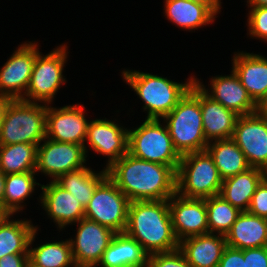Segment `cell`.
<instances>
[{
    "label": "cell",
    "instance_id": "6da1fadb",
    "mask_svg": "<svg viewBox=\"0 0 267 267\" xmlns=\"http://www.w3.org/2000/svg\"><path fill=\"white\" fill-rule=\"evenodd\" d=\"M108 177L130 201L169 200L176 193V171L127 153L107 169Z\"/></svg>",
    "mask_w": 267,
    "mask_h": 267
},
{
    "label": "cell",
    "instance_id": "7a4b0ae2",
    "mask_svg": "<svg viewBox=\"0 0 267 267\" xmlns=\"http://www.w3.org/2000/svg\"><path fill=\"white\" fill-rule=\"evenodd\" d=\"M148 254L179 248L169 209V200L131 201L124 231Z\"/></svg>",
    "mask_w": 267,
    "mask_h": 267
},
{
    "label": "cell",
    "instance_id": "3957f363",
    "mask_svg": "<svg viewBox=\"0 0 267 267\" xmlns=\"http://www.w3.org/2000/svg\"><path fill=\"white\" fill-rule=\"evenodd\" d=\"M162 119L180 156L206 150L209 142L203 130L200 86L195 81L177 106Z\"/></svg>",
    "mask_w": 267,
    "mask_h": 267
},
{
    "label": "cell",
    "instance_id": "277c9868",
    "mask_svg": "<svg viewBox=\"0 0 267 267\" xmlns=\"http://www.w3.org/2000/svg\"><path fill=\"white\" fill-rule=\"evenodd\" d=\"M122 77L145 104L146 119H160L169 114L195 81L190 76L178 83L159 75L133 70H123Z\"/></svg>",
    "mask_w": 267,
    "mask_h": 267
},
{
    "label": "cell",
    "instance_id": "5b68a950",
    "mask_svg": "<svg viewBox=\"0 0 267 267\" xmlns=\"http://www.w3.org/2000/svg\"><path fill=\"white\" fill-rule=\"evenodd\" d=\"M47 104L13 100L0 127V146L30 143L39 145L46 138Z\"/></svg>",
    "mask_w": 267,
    "mask_h": 267
},
{
    "label": "cell",
    "instance_id": "8992f818",
    "mask_svg": "<svg viewBox=\"0 0 267 267\" xmlns=\"http://www.w3.org/2000/svg\"><path fill=\"white\" fill-rule=\"evenodd\" d=\"M223 179L207 150L181 156L176 172V192L185 198L205 199L218 195Z\"/></svg>",
    "mask_w": 267,
    "mask_h": 267
},
{
    "label": "cell",
    "instance_id": "52a82bcc",
    "mask_svg": "<svg viewBox=\"0 0 267 267\" xmlns=\"http://www.w3.org/2000/svg\"><path fill=\"white\" fill-rule=\"evenodd\" d=\"M161 119H146L128 130V153L136 158L171 166L176 172L181 156L175 150L166 125Z\"/></svg>",
    "mask_w": 267,
    "mask_h": 267
},
{
    "label": "cell",
    "instance_id": "ba28073f",
    "mask_svg": "<svg viewBox=\"0 0 267 267\" xmlns=\"http://www.w3.org/2000/svg\"><path fill=\"white\" fill-rule=\"evenodd\" d=\"M67 49L68 47L62 44L46 55L41 52L37 55L28 89L21 100L47 105L53 102L58 89L66 82L63 67L69 53Z\"/></svg>",
    "mask_w": 267,
    "mask_h": 267
},
{
    "label": "cell",
    "instance_id": "9c48e42d",
    "mask_svg": "<svg viewBox=\"0 0 267 267\" xmlns=\"http://www.w3.org/2000/svg\"><path fill=\"white\" fill-rule=\"evenodd\" d=\"M130 200L107 176L95 189L85 207L84 218L95 221L116 233L127 226Z\"/></svg>",
    "mask_w": 267,
    "mask_h": 267
},
{
    "label": "cell",
    "instance_id": "30bf717a",
    "mask_svg": "<svg viewBox=\"0 0 267 267\" xmlns=\"http://www.w3.org/2000/svg\"><path fill=\"white\" fill-rule=\"evenodd\" d=\"M37 148L35 172H41L56 181L61 175L85 167L86 153L83 145L57 142L48 138Z\"/></svg>",
    "mask_w": 267,
    "mask_h": 267
},
{
    "label": "cell",
    "instance_id": "8fae6325",
    "mask_svg": "<svg viewBox=\"0 0 267 267\" xmlns=\"http://www.w3.org/2000/svg\"><path fill=\"white\" fill-rule=\"evenodd\" d=\"M84 106L80 104L66 105L55 108L47 105L46 111V138L64 143L85 145L89 120L85 118Z\"/></svg>",
    "mask_w": 267,
    "mask_h": 267
},
{
    "label": "cell",
    "instance_id": "7c38bea8",
    "mask_svg": "<svg viewBox=\"0 0 267 267\" xmlns=\"http://www.w3.org/2000/svg\"><path fill=\"white\" fill-rule=\"evenodd\" d=\"M33 41L21 44L0 68V94L22 99L28 89L34 62L40 53Z\"/></svg>",
    "mask_w": 267,
    "mask_h": 267
},
{
    "label": "cell",
    "instance_id": "4fadbf2b",
    "mask_svg": "<svg viewBox=\"0 0 267 267\" xmlns=\"http://www.w3.org/2000/svg\"><path fill=\"white\" fill-rule=\"evenodd\" d=\"M77 224L75 239H69L74 262L77 267L98 266L116 232L87 218Z\"/></svg>",
    "mask_w": 267,
    "mask_h": 267
},
{
    "label": "cell",
    "instance_id": "5bb4252c",
    "mask_svg": "<svg viewBox=\"0 0 267 267\" xmlns=\"http://www.w3.org/2000/svg\"><path fill=\"white\" fill-rule=\"evenodd\" d=\"M250 167L267 172V119L257 113L239 116L231 138Z\"/></svg>",
    "mask_w": 267,
    "mask_h": 267
},
{
    "label": "cell",
    "instance_id": "9a60e30c",
    "mask_svg": "<svg viewBox=\"0 0 267 267\" xmlns=\"http://www.w3.org/2000/svg\"><path fill=\"white\" fill-rule=\"evenodd\" d=\"M173 230L178 241L209 233L205 199L185 198L177 192L169 199Z\"/></svg>",
    "mask_w": 267,
    "mask_h": 267
},
{
    "label": "cell",
    "instance_id": "2e32d148",
    "mask_svg": "<svg viewBox=\"0 0 267 267\" xmlns=\"http://www.w3.org/2000/svg\"><path fill=\"white\" fill-rule=\"evenodd\" d=\"M128 130L106 118L89 122L85 142L94 152L108 156L106 170L128 153Z\"/></svg>",
    "mask_w": 267,
    "mask_h": 267
},
{
    "label": "cell",
    "instance_id": "e0dca14e",
    "mask_svg": "<svg viewBox=\"0 0 267 267\" xmlns=\"http://www.w3.org/2000/svg\"><path fill=\"white\" fill-rule=\"evenodd\" d=\"M41 185L40 203L48 217L63 230L69 224L74 225L84 218L85 208L82 204L56 181Z\"/></svg>",
    "mask_w": 267,
    "mask_h": 267
},
{
    "label": "cell",
    "instance_id": "ac0fdd59",
    "mask_svg": "<svg viewBox=\"0 0 267 267\" xmlns=\"http://www.w3.org/2000/svg\"><path fill=\"white\" fill-rule=\"evenodd\" d=\"M195 82L213 100L219 102L225 108L233 110L239 116L256 113V103L249 96L233 69L230 75L212 77L209 81L211 91L199 79L195 78Z\"/></svg>",
    "mask_w": 267,
    "mask_h": 267
},
{
    "label": "cell",
    "instance_id": "d6986e66",
    "mask_svg": "<svg viewBox=\"0 0 267 267\" xmlns=\"http://www.w3.org/2000/svg\"><path fill=\"white\" fill-rule=\"evenodd\" d=\"M232 69L252 100L257 103L267 94V57L238 52L232 57Z\"/></svg>",
    "mask_w": 267,
    "mask_h": 267
},
{
    "label": "cell",
    "instance_id": "ffe728a7",
    "mask_svg": "<svg viewBox=\"0 0 267 267\" xmlns=\"http://www.w3.org/2000/svg\"><path fill=\"white\" fill-rule=\"evenodd\" d=\"M226 247V237L214 233L188 237L179 242V249L192 267H218Z\"/></svg>",
    "mask_w": 267,
    "mask_h": 267
},
{
    "label": "cell",
    "instance_id": "44dd1931",
    "mask_svg": "<svg viewBox=\"0 0 267 267\" xmlns=\"http://www.w3.org/2000/svg\"><path fill=\"white\" fill-rule=\"evenodd\" d=\"M203 130L208 142L232 138L239 115L213 100L200 87Z\"/></svg>",
    "mask_w": 267,
    "mask_h": 267
},
{
    "label": "cell",
    "instance_id": "7402d4cb",
    "mask_svg": "<svg viewBox=\"0 0 267 267\" xmlns=\"http://www.w3.org/2000/svg\"><path fill=\"white\" fill-rule=\"evenodd\" d=\"M225 237L227 246L236 249L267 246V219L241 212Z\"/></svg>",
    "mask_w": 267,
    "mask_h": 267
},
{
    "label": "cell",
    "instance_id": "603a6c76",
    "mask_svg": "<svg viewBox=\"0 0 267 267\" xmlns=\"http://www.w3.org/2000/svg\"><path fill=\"white\" fill-rule=\"evenodd\" d=\"M267 172L250 167L246 171L223 180L219 195L239 211H247L252 196Z\"/></svg>",
    "mask_w": 267,
    "mask_h": 267
},
{
    "label": "cell",
    "instance_id": "cb8c5ba5",
    "mask_svg": "<svg viewBox=\"0 0 267 267\" xmlns=\"http://www.w3.org/2000/svg\"><path fill=\"white\" fill-rule=\"evenodd\" d=\"M148 254L125 232L116 233L104 251L98 265L101 267H145Z\"/></svg>",
    "mask_w": 267,
    "mask_h": 267
},
{
    "label": "cell",
    "instance_id": "d4e9b609",
    "mask_svg": "<svg viewBox=\"0 0 267 267\" xmlns=\"http://www.w3.org/2000/svg\"><path fill=\"white\" fill-rule=\"evenodd\" d=\"M164 8L168 20L186 31L197 30L216 18L205 5L190 0H165Z\"/></svg>",
    "mask_w": 267,
    "mask_h": 267
},
{
    "label": "cell",
    "instance_id": "484cf974",
    "mask_svg": "<svg viewBox=\"0 0 267 267\" xmlns=\"http://www.w3.org/2000/svg\"><path fill=\"white\" fill-rule=\"evenodd\" d=\"M206 150L212 156L223 180L250 168L244 153L231 138L211 141Z\"/></svg>",
    "mask_w": 267,
    "mask_h": 267
},
{
    "label": "cell",
    "instance_id": "4316f807",
    "mask_svg": "<svg viewBox=\"0 0 267 267\" xmlns=\"http://www.w3.org/2000/svg\"><path fill=\"white\" fill-rule=\"evenodd\" d=\"M95 172L85 166L61 175L56 182L73 194L85 208L91 200L96 187L108 176L105 167L99 173Z\"/></svg>",
    "mask_w": 267,
    "mask_h": 267
},
{
    "label": "cell",
    "instance_id": "83f0119b",
    "mask_svg": "<svg viewBox=\"0 0 267 267\" xmlns=\"http://www.w3.org/2000/svg\"><path fill=\"white\" fill-rule=\"evenodd\" d=\"M11 217L0 226V259L9 254L28 253L31 236L38 229L30 220Z\"/></svg>",
    "mask_w": 267,
    "mask_h": 267
},
{
    "label": "cell",
    "instance_id": "f1b7e54d",
    "mask_svg": "<svg viewBox=\"0 0 267 267\" xmlns=\"http://www.w3.org/2000/svg\"><path fill=\"white\" fill-rule=\"evenodd\" d=\"M37 229L33 232L29 242V259L42 267H77L71 250L70 241H54L39 244L35 248H30L35 242ZM34 241V242H33Z\"/></svg>",
    "mask_w": 267,
    "mask_h": 267
},
{
    "label": "cell",
    "instance_id": "f546056e",
    "mask_svg": "<svg viewBox=\"0 0 267 267\" xmlns=\"http://www.w3.org/2000/svg\"><path fill=\"white\" fill-rule=\"evenodd\" d=\"M37 145L17 143L0 146V170L4 175L35 172Z\"/></svg>",
    "mask_w": 267,
    "mask_h": 267
},
{
    "label": "cell",
    "instance_id": "4dcf8cb0",
    "mask_svg": "<svg viewBox=\"0 0 267 267\" xmlns=\"http://www.w3.org/2000/svg\"><path fill=\"white\" fill-rule=\"evenodd\" d=\"M35 175L36 172L5 175L3 208L11 215L23 211V201L31 197L36 185L41 187V184L36 182Z\"/></svg>",
    "mask_w": 267,
    "mask_h": 267
},
{
    "label": "cell",
    "instance_id": "1f68e13d",
    "mask_svg": "<svg viewBox=\"0 0 267 267\" xmlns=\"http://www.w3.org/2000/svg\"><path fill=\"white\" fill-rule=\"evenodd\" d=\"M205 205L207 208L209 233L225 236L230 231L241 211L232 206L219 194L205 198Z\"/></svg>",
    "mask_w": 267,
    "mask_h": 267
},
{
    "label": "cell",
    "instance_id": "d6a6232c",
    "mask_svg": "<svg viewBox=\"0 0 267 267\" xmlns=\"http://www.w3.org/2000/svg\"><path fill=\"white\" fill-rule=\"evenodd\" d=\"M250 37L267 41V7H250L248 14Z\"/></svg>",
    "mask_w": 267,
    "mask_h": 267
},
{
    "label": "cell",
    "instance_id": "836d02e7",
    "mask_svg": "<svg viewBox=\"0 0 267 267\" xmlns=\"http://www.w3.org/2000/svg\"><path fill=\"white\" fill-rule=\"evenodd\" d=\"M147 265L149 267H192L179 248L170 252L148 255Z\"/></svg>",
    "mask_w": 267,
    "mask_h": 267
},
{
    "label": "cell",
    "instance_id": "e575fe53",
    "mask_svg": "<svg viewBox=\"0 0 267 267\" xmlns=\"http://www.w3.org/2000/svg\"><path fill=\"white\" fill-rule=\"evenodd\" d=\"M247 211L267 219V176L258 185Z\"/></svg>",
    "mask_w": 267,
    "mask_h": 267
},
{
    "label": "cell",
    "instance_id": "d590c367",
    "mask_svg": "<svg viewBox=\"0 0 267 267\" xmlns=\"http://www.w3.org/2000/svg\"><path fill=\"white\" fill-rule=\"evenodd\" d=\"M218 267H246L244 250L227 246L219 261Z\"/></svg>",
    "mask_w": 267,
    "mask_h": 267
},
{
    "label": "cell",
    "instance_id": "8d00e7d4",
    "mask_svg": "<svg viewBox=\"0 0 267 267\" xmlns=\"http://www.w3.org/2000/svg\"><path fill=\"white\" fill-rule=\"evenodd\" d=\"M246 267H267V246L244 249Z\"/></svg>",
    "mask_w": 267,
    "mask_h": 267
},
{
    "label": "cell",
    "instance_id": "74e56055",
    "mask_svg": "<svg viewBox=\"0 0 267 267\" xmlns=\"http://www.w3.org/2000/svg\"><path fill=\"white\" fill-rule=\"evenodd\" d=\"M28 253L9 254L0 259V267H25Z\"/></svg>",
    "mask_w": 267,
    "mask_h": 267
},
{
    "label": "cell",
    "instance_id": "f35d334b",
    "mask_svg": "<svg viewBox=\"0 0 267 267\" xmlns=\"http://www.w3.org/2000/svg\"><path fill=\"white\" fill-rule=\"evenodd\" d=\"M205 5L215 16L221 11V0H190Z\"/></svg>",
    "mask_w": 267,
    "mask_h": 267
},
{
    "label": "cell",
    "instance_id": "ab89813d",
    "mask_svg": "<svg viewBox=\"0 0 267 267\" xmlns=\"http://www.w3.org/2000/svg\"><path fill=\"white\" fill-rule=\"evenodd\" d=\"M9 96L0 94V127L10 103L13 101Z\"/></svg>",
    "mask_w": 267,
    "mask_h": 267
},
{
    "label": "cell",
    "instance_id": "60d3db41",
    "mask_svg": "<svg viewBox=\"0 0 267 267\" xmlns=\"http://www.w3.org/2000/svg\"><path fill=\"white\" fill-rule=\"evenodd\" d=\"M256 113L267 119V94L256 103Z\"/></svg>",
    "mask_w": 267,
    "mask_h": 267
},
{
    "label": "cell",
    "instance_id": "b9f144b4",
    "mask_svg": "<svg viewBox=\"0 0 267 267\" xmlns=\"http://www.w3.org/2000/svg\"><path fill=\"white\" fill-rule=\"evenodd\" d=\"M4 187H5V175L0 170V205H2V207H3Z\"/></svg>",
    "mask_w": 267,
    "mask_h": 267
},
{
    "label": "cell",
    "instance_id": "7bdbcfd3",
    "mask_svg": "<svg viewBox=\"0 0 267 267\" xmlns=\"http://www.w3.org/2000/svg\"><path fill=\"white\" fill-rule=\"evenodd\" d=\"M249 7H267V0H247Z\"/></svg>",
    "mask_w": 267,
    "mask_h": 267
},
{
    "label": "cell",
    "instance_id": "ee69618b",
    "mask_svg": "<svg viewBox=\"0 0 267 267\" xmlns=\"http://www.w3.org/2000/svg\"><path fill=\"white\" fill-rule=\"evenodd\" d=\"M11 216V214L6 211L2 205H0V226L4 223V221Z\"/></svg>",
    "mask_w": 267,
    "mask_h": 267
},
{
    "label": "cell",
    "instance_id": "f6af8a7d",
    "mask_svg": "<svg viewBox=\"0 0 267 267\" xmlns=\"http://www.w3.org/2000/svg\"><path fill=\"white\" fill-rule=\"evenodd\" d=\"M25 267H42V266H39V265L33 263L30 259H28Z\"/></svg>",
    "mask_w": 267,
    "mask_h": 267
}]
</instances>
